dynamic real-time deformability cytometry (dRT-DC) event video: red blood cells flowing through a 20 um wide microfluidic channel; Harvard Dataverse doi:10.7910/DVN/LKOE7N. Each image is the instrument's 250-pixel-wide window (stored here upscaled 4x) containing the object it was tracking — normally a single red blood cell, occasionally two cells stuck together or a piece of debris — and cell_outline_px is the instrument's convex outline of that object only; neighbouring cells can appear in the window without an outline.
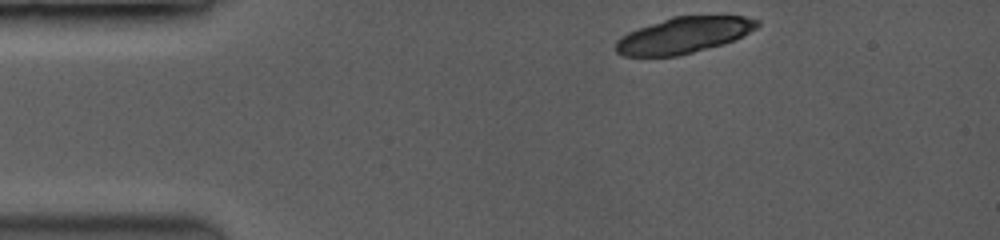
{"species": "common noctule bat (a hibernating species)", "species_latin": "Nyctalus noctula", "temperature_condition": "room temperature", "stored_images_in_passage": 17, "camera_frame_rate_fps": 3500, "um_per_image_px": 0.085, "animal": {"sex": "female", "body_mass_g": 19.0, "forearm_length_mm": 53.3}, "frame": {"image": 1, "passage_image": 1, "time_ms": 0.0, "image_size_px": [1000, 240], "cell_outline_px": [[760, 24], [756, 28], [732, 40], [720, 44], [692, 52], [676, 56], [624, 56], [616, 52], [616, 40], [628, 32], [672, 16], [744, 16], [756, 20]], "centroid_in_image_um": [58.06, 2.99], "position_along_channel_um": 26.9, "area_um2": 29.13}}